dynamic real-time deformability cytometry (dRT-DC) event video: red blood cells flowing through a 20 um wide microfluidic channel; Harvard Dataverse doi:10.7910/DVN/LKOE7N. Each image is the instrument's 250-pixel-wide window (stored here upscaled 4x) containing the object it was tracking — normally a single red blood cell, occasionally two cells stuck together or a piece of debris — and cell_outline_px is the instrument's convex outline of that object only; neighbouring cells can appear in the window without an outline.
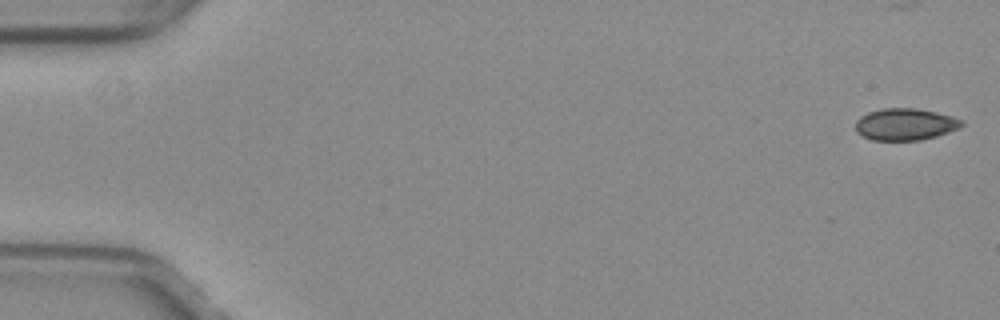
{"species": "common noctule bat (a hibernating species)", "species_latin": "Nyctalus noctula", "temperature_condition": "warm", "stored_images_in_passage": 8, "camera_frame_rate_fps": 3000, "um_per_image_px": 0.085, "animal": {"sex": "female", "body_mass_g": 29.2, "forearm_length_mm": 56.3}, "frame": {"image": 1, "passage_image": 1, "time_ms": 0.0, "image_size_px": [1000, 320], "cell_outline_px": [[964, 124], [960, 128], [936, 136], [920, 140], [872, 140], [856, 132], [856, 120], [860, 116], [868, 112], [884, 108], [916, 108], [936, 112], [952, 116], [964, 120]], "centroid_in_image_um": [76.96, 10.56], "position_along_channel_um": 8.0, "area_um2": 19.77}}